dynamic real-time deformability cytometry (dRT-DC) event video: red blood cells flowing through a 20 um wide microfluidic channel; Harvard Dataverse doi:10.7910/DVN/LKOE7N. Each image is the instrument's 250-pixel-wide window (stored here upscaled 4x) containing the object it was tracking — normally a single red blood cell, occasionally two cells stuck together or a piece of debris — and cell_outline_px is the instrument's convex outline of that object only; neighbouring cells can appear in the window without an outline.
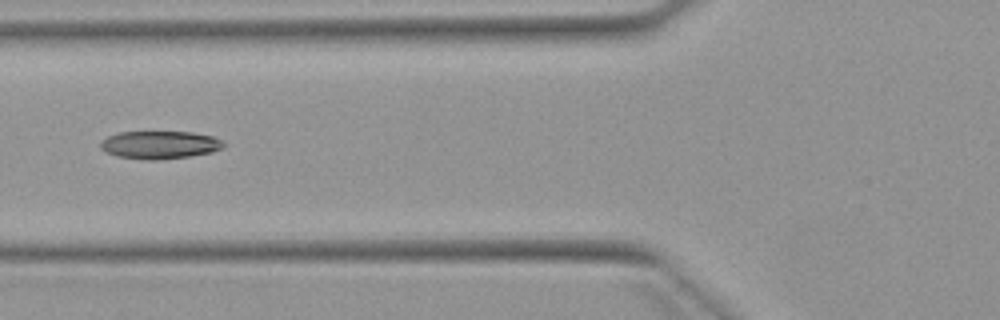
{"species": "Egyptian fruit bat (a non-hibernating species)", "species_latin": "Rousettus aegyptiacus", "temperature_condition": "warm", "stored_images_in_passage": 7, "camera_frame_rate_fps": 3000, "um_per_image_px": 0.085, "animal": {"sex": "female"}, "frame": {"image": 1, "passage_image": 6, "time_ms": 6.0, "image_size_px": [1000, 320], "cell_outline_px": [[228, 144], [224, 148], [212, 152], [188, 156], [156, 160], [148, 160], [116, 156], [104, 152], [100, 148], [100, 140], [108, 136], [120, 132], [192, 132], [212, 136]], "centroid_in_image_um": [13.57, 12.31], "position_along_channel_um": 112.2, "area_um2": 20.11}}
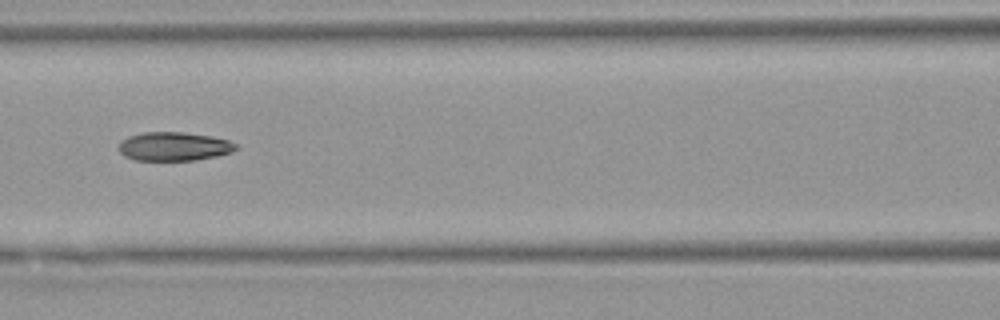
{"frame": {"image": 2, "passage_image": 7, "time_ms": 7.0, "image_size_px": [1000, 320], "cell_outline_px": [[240, 148], [232, 152], [216, 156], [196, 160], [136, 160], [124, 156], [116, 148], [120, 140], [128, 136], [144, 132], [184, 132], [212, 136], [228, 140], [240, 144]], "centroid_in_image_um": [14.8, 12.44], "position_along_channel_um": 151.8, "area_um2": 20.0}}